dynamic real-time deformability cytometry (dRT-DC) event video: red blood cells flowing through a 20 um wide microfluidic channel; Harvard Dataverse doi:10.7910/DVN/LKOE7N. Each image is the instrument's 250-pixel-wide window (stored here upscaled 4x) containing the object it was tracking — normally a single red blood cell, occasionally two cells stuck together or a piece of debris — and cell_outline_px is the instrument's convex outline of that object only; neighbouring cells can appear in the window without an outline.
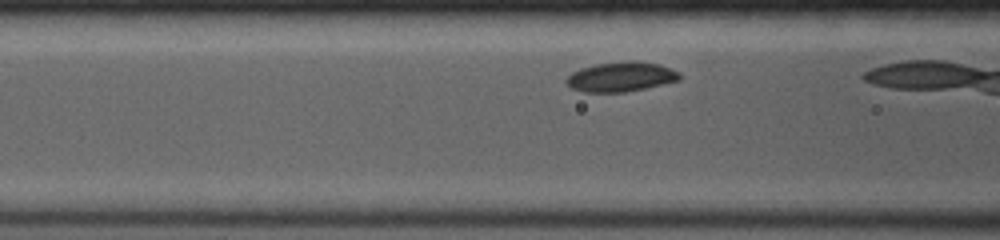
{"species": "common noctule bat (a hibernating species)", "species_latin": "Nyctalus noctula", "temperature_condition": "room temperature", "stored_images_in_passage": 32, "camera_frame_rate_fps": 4000, "um_per_image_px": 0.085, "animal": {"sex": "female", "body_mass_g": 19.0, "forearm_length_mm": 53.3}, "frame": {"image": 1, "passage_image": 6, "time_ms": 1.0, "image_size_px": [1000, 240], "cell_outline_px": [[680, 80], [644, 88], [624, 92], [584, 92], [572, 88], [564, 80], [572, 72], [580, 68], [596, 64], [624, 60], [632, 60], [660, 64], [680, 72]], "centroid_in_image_um": [52.78, 6.51], "position_along_channel_um": 113.8, "area_um2": 19.65}}
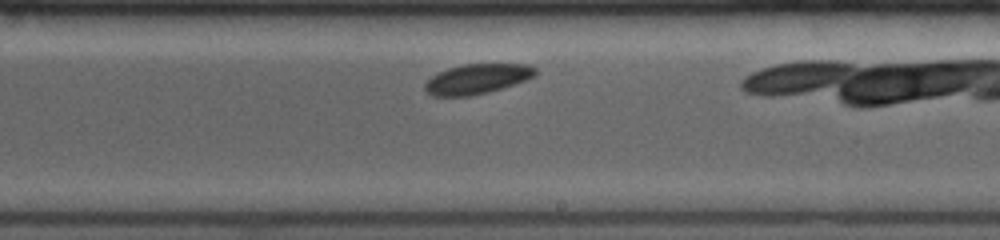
{"frame": {"image": 2, "passage_image": 19, "time_ms": 4.5, "image_size_px": [1000, 240], "cell_outline_px": [[536, 72], [532, 76], [524, 80], [488, 92], [472, 96], [432, 96], [424, 88], [424, 84], [432, 76], [448, 68], [464, 64], [528, 64], [536, 68]], "centroid_in_image_um": [40.52, 6.71], "position_along_channel_um": 248.5, "area_um2": 18.96}}
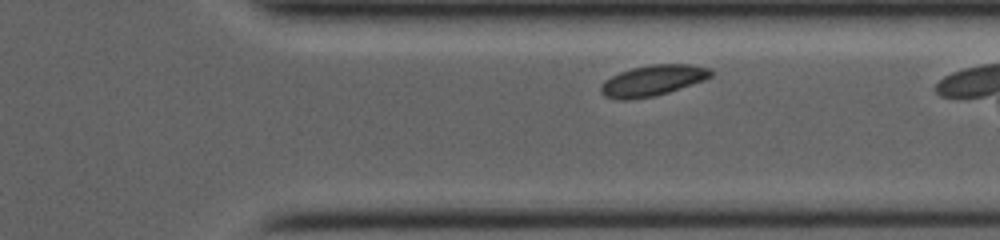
{"frame": {"image": 3, "passage_image": 27, "time_ms": 7.25, "image_size_px": [1000, 240], "cell_outline_px": [[716, 72], [712, 76], [704, 80], [668, 92], [652, 96], [628, 100], [620, 100], [604, 96], [600, 92], [600, 84], [604, 80], [620, 72], [632, 68], [652, 64], [692, 64], [712, 68]], "centroid_in_image_um": [55.5, 6.83], "position_along_channel_um": 355.9, "area_um2": 19.88}}